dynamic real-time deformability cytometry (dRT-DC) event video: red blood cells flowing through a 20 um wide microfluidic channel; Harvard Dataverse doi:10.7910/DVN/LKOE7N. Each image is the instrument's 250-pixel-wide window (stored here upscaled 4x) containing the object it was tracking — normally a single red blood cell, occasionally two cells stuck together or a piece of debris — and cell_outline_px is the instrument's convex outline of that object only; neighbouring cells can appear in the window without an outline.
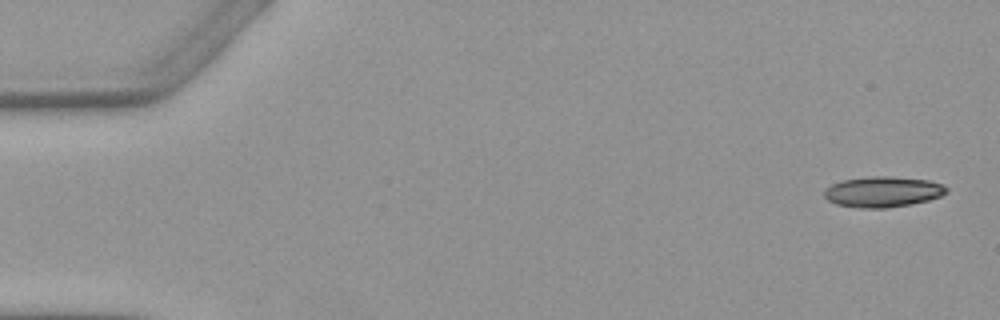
{"species": "Egyptian fruit bat (a non-hibernating species)", "species_latin": "Rousettus aegyptiacus", "temperature_condition": "warm", "stored_images_in_passage": 4, "camera_frame_rate_fps": 3000, "um_per_image_px": 0.085, "animal": {"sex": "female"}, "frame": {"image": 1, "passage_image": 1, "time_ms": 0.0, "image_size_px": [1000, 320], "cell_outline_px": [[948, 192], [940, 196], [928, 200], [912, 204], [884, 208], [860, 208], [836, 204], [828, 200], [824, 196], [824, 188], [832, 184], [844, 180], [872, 176], [888, 176], [928, 180], [944, 184], [948, 188]], "centroid_in_image_um": [75.05, 16.3], "position_along_channel_um": 9.9, "area_um2": 21.85}}
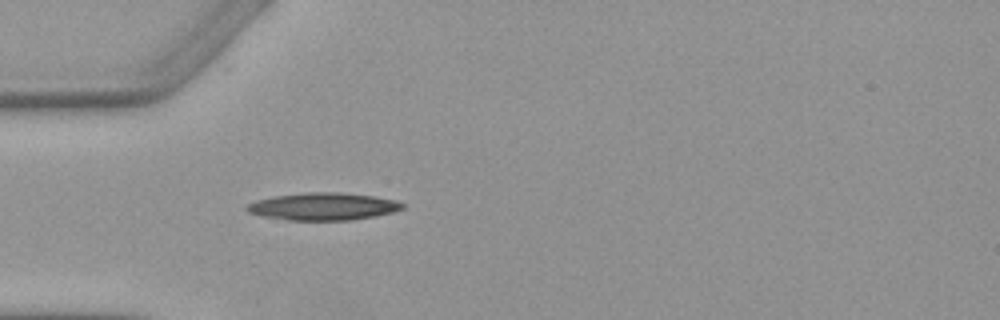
{"frame": {"image": 2, "passage_image": 4, "time_ms": 4.667, "image_size_px": [1000, 320], "cell_outline_px": [[404, 208], [392, 212], [376, 216], [352, 220], [288, 220], [264, 216], [248, 212], [244, 208], [248, 204], [256, 200], [272, 196], [304, 192], [336, 192], [376, 196], [396, 200], [404, 204]], "centroid_in_image_um": [27.47, 17.54], "position_along_channel_um": 57.5, "area_um2": 24.97}}